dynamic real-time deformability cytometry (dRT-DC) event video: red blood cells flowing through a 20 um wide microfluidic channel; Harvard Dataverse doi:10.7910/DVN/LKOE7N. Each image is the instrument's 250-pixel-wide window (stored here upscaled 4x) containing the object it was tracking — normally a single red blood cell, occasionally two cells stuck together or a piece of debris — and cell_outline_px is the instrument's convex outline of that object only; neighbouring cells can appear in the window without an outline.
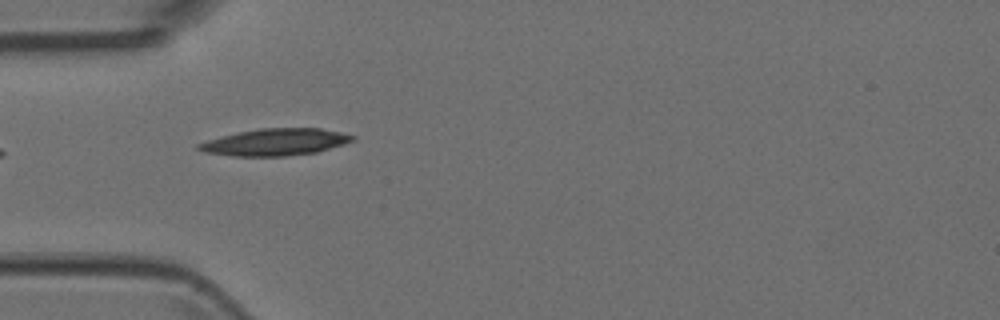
{"species": "Egyptian fruit bat (a non-hibernating species)", "species_latin": "Rousettus aegyptiacus", "temperature_condition": "room temperature", "stored_images_in_passage": 6, "camera_frame_rate_fps": 3000, "um_per_image_px": 0.085, "animal": {"sex": "female"}, "frame": {"image": 1, "passage_image": 4, "time_ms": 1.0, "image_size_px": [1000, 320], "cell_outline_px": [[356, 140], [344, 144], [316, 152], [288, 156], [232, 156], [204, 152], [196, 148], [196, 144], [208, 140], [240, 132], [260, 128], [320, 128], [340, 132], [356, 136]], "centroid_in_image_um": [23.43, 12.08], "position_along_channel_um": 61.6, "area_um2": 24.04}}
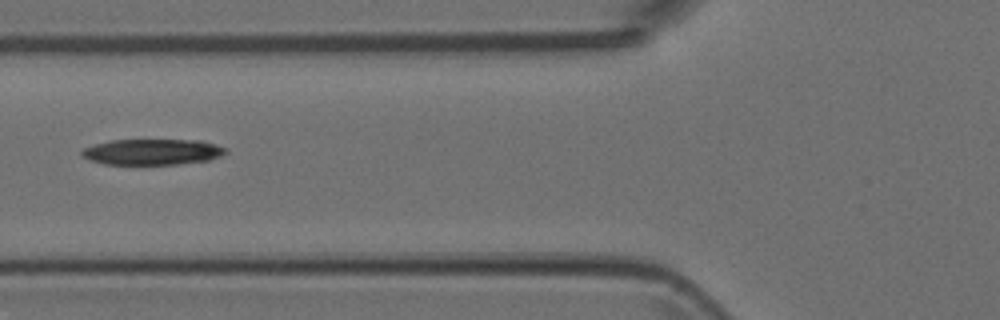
{"frame": {"image": 2, "passage_image": 5, "time_ms": 1.333, "image_size_px": [1000, 320], "cell_outline_px": [[228, 152], [220, 156], [208, 160], [176, 164], [104, 164], [88, 160], [80, 156], [80, 152], [84, 148], [96, 144], [112, 140], [200, 140], [228, 148]], "centroid_in_image_um": [12.94, 12.91], "position_along_channel_um": 112.9, "area_um2": 21.68}}
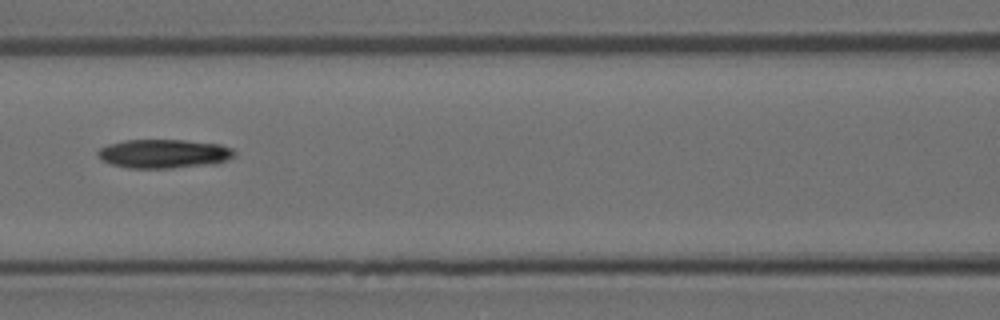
{"frame": {"image": 3, "passage_image": 6, "time_ms": 1.667, "image_size_px": [1000, 320], "cell_outline_px": [[236, 156], [228, 160], [216, 164], [168, 168], [128, 168], [112, 164], [100, 160], [96, 156], [96, 152], [100, 148], [108, 144], [124, 140], [184, 140], [220, 144], [232, 148], [236, 152]], "centroid_in_image_um": [13.93, 13.07], "position_along_channel_um": 152.7, "area_um2": 23.29}}